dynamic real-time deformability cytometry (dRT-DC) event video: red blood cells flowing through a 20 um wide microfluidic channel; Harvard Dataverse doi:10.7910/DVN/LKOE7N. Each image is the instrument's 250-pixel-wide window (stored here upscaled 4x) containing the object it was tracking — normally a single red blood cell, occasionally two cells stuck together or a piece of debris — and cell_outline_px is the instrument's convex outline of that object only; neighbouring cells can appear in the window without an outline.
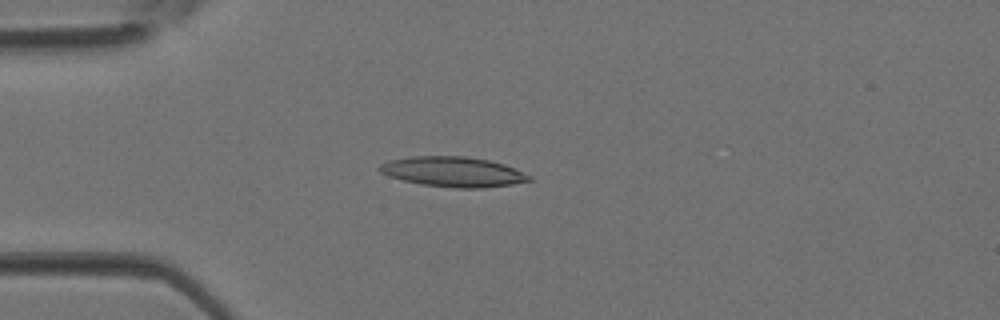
{"species": "Egyptian fruit bat (a non-hibernating species)", "species_latin": "Rousettus aegyptiacus", "temperature_condition": "room temperature", "stored_images_in_passage": 2, "camera_frame_rate_fps": 3000, "um_per_image_px": 0.085, "animal": {"sex": "female"}, "frame": {"image": 1, "passage_image": 2, "time_ms": 0.333, "image_size_px": [1000, 320], "cell_outline_px": [[532, 180], [512, 184], [484, 188], [456, 188], [420, 184], [388, 176], [380, 172], [376, 168], [380, 164], [388, 160], [412, 156], [464, 156], [488, 160], [504, 164], [532, 176]], "centroid_in_image_um": [38.48, 14.6], "position_along_channel_um": 46.5, "area_um2": 26.24}}